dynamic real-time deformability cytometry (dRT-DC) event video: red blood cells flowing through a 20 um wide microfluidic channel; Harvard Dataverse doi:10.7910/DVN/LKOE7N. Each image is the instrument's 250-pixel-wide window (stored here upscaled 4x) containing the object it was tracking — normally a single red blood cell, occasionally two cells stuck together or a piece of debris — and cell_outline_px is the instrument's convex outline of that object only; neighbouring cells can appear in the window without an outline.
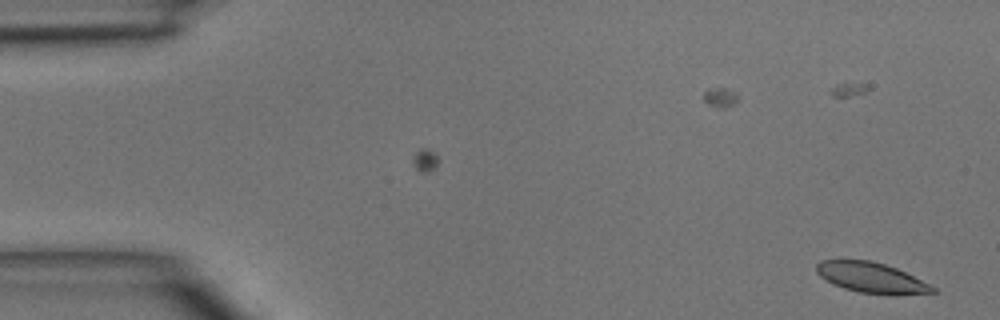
{"species": "common noctule bat (a hibernating species)", "species_latin": "Nyctalus noctula", "temperature_condition": "room temperature", "stored_images_in_passage": 46, "camera_frame_rate_fps": 3000, "um_per_image_px": 0.085, "animal": {"sex": "male", "body_mass_g": 15.6}, "frame": {"image": 1, "passage_image": 1, "time_ms": 0.0, "image_size_px": [1000, 320], "cell_outline_px": [[936, 292], [896, 296], [888, 296], [860, 292], [844, 288], [832, 284], [820, 276], [816, 272], [816, 264], [820, 260], [872, 260], [896, 268], [936, 288]], "centroid_in_image_um": [74.05, 23.62], "position_along_channel_um": 10.9, "area_um2": 20.69}}
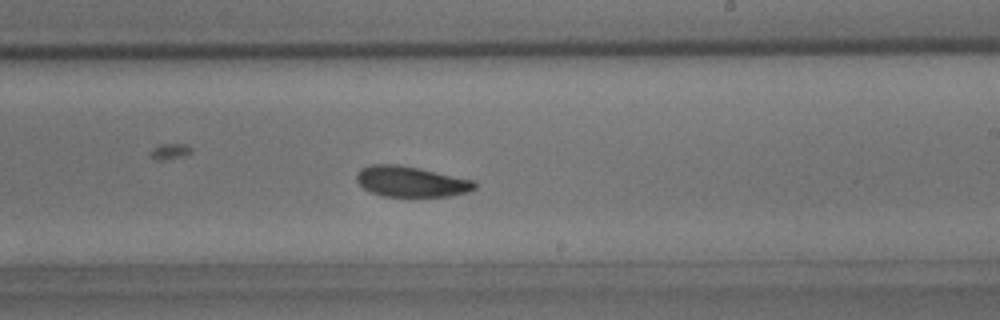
{"frame": {"image": 2, "passage_image": 27, "time_ms": 8.667, "image_size_px": [1000, 320], "cell_outline_px": [[476, 188], [468, 192], [452, 196], [384, 196], [372, 192], [364, 188], [356, 180], [356, 172], [360, 168], [368, 164], [396, 164], [420, 168], [476, 180]], "centroid_in_image_um": [34.95, 15.42], "position_along_channel_um": 254.0, "area_um2": 21.27}}
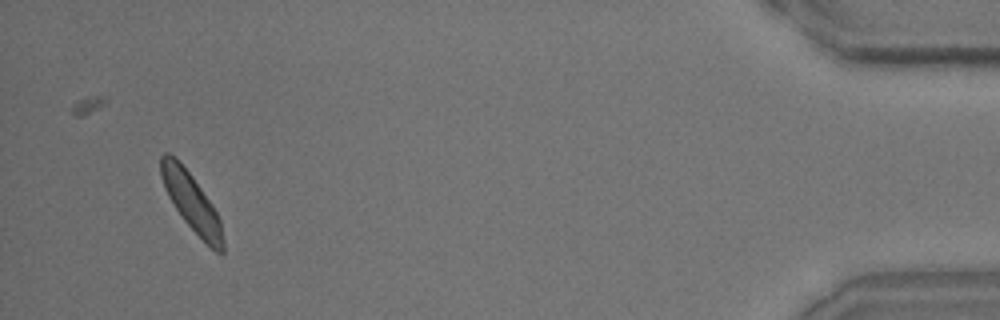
{"frame": {"image": 3, "passage_image": 44, "time_ms": 14.333, "image_size_px": [1000, 320], "cell_outline_px": [[224, 252], [216, 252], [184, 220], [168, 196], [164, 188], [160, 172], [160, 156], [164, 152], [168, 152], [176, 156], [180, 160], [212, 204], [220, 220], [224, 240]], "centroid_in_image_um": [16.25, 17.11], "position_along_channel_um": 419.0, "area_um2": 20.63}}